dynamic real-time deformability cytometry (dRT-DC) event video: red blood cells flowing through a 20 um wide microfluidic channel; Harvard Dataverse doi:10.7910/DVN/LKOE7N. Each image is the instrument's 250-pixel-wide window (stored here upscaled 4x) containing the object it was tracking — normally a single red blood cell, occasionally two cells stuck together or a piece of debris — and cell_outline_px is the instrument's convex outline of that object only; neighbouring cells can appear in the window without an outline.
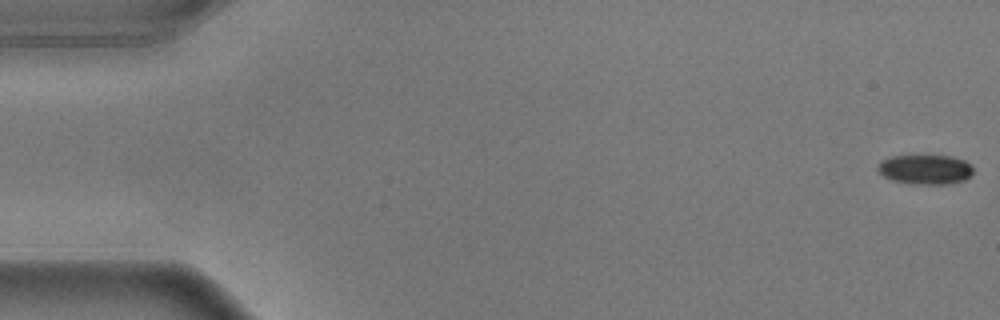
{"species": "common noctule bat (a hibernating species)", "species_latin": "Nyctalus noctula", "temperature_condition": "warm", "stored_images_in_passage": 56, "camera_frame_rate_fps": 3000, "um_per_image_px": 0.085, "animal": {"sex": "male", "body_mass_g": 17.9}, "frame": {"image": 1, "passage_image": 1, "time_ms": 0.0, "image_size_px": [1000, 320], "cell_outline_px": [[972, 176], [964, 180], [948, 184], [912, 184], [892, 180], [884, 176], [876, 168], [876, 164], [880, 160], [892, 156], [952, 156], [964, 160], [972, 164]], "centroid_in_image_um": [78.65, 14.4], "position_along_channel_um": 6.4, "area_um2": 16.65}}
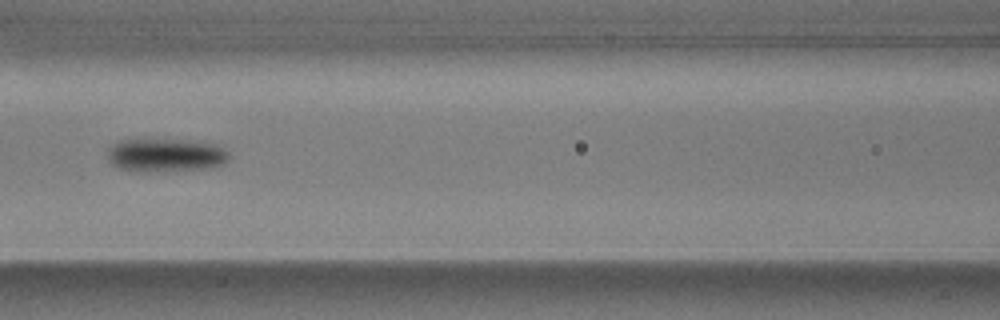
{"frame": {"image": 2, "passage_image": 25, "time_ms": 8.0, "image_size_px": [1000, 320], "cell_outline_px": [[228, 160], [224, 164], [208, 168], [144, 172], [132, 172], [120, 168], [112, 164], [108, 160], [108, 148], [112, 144], [120, 140], [188, 140], [216, 144], [228, 152]], "centroid_in_image_um": [14.05, 13.2], "position_along_channel_um": 152.5, "area_um2": 23.64}}
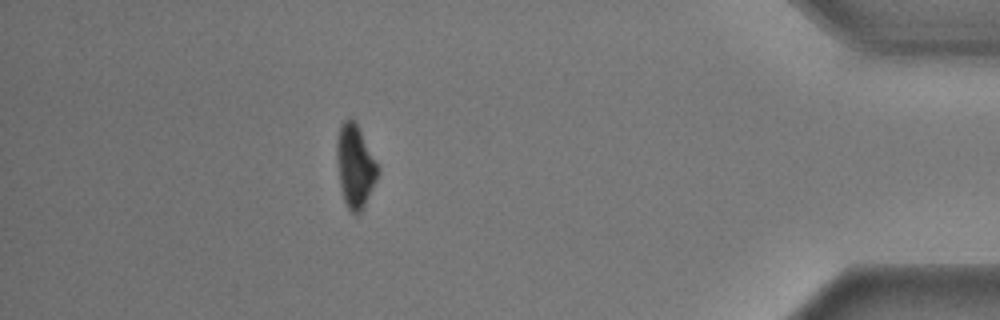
{"frame": {"image": 3, "passage_image": 50, "time_ms": 16.333, "image_size_px": [1000, 320], "cell_outline_px": [[380, 168], [376, 180], [360, 212], [356, 216], [348, 208], [344, 200], [340, 188], [336, 160], [336, 140], [340, 124], [344, 120], [356, 120]], "centroid_in_image_um": [30.17, 14.07], "position_along_channel_um": 405.0, "area_um2": 19.94}, "authors_computed_cell_mechanics": {"area_um2": 20.8369, "velocity_mm_per_s": 3.6132, "shape_relaxation_time_tau1_ms": 3.5911, "shape_relaxation_time_tau2_ms": null, "deformation_change_tau1": 0.1831, "deformation_change_tau2": null}}